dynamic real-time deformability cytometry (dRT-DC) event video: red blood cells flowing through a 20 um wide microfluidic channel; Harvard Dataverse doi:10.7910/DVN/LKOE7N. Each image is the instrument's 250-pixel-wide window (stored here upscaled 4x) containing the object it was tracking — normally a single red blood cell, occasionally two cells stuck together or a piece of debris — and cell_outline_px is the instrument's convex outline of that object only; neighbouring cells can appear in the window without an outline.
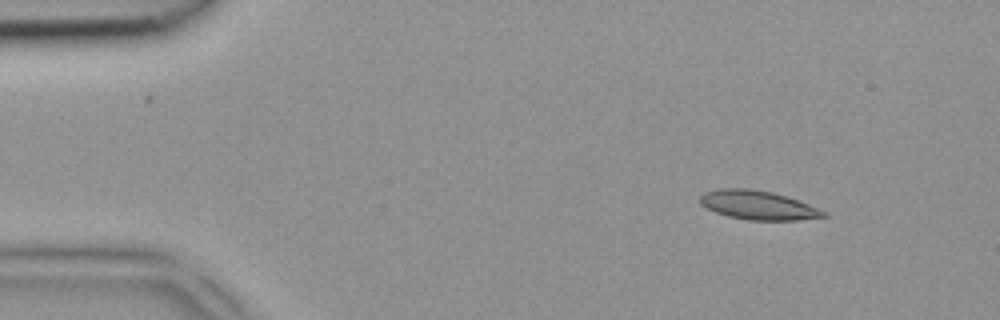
{"species": "common noctule bat (a hibernating species)", "species_latin": "Nyctalus noctula", "temperature_condition": "room temperature", "stored_images_in_passage": 3, "camera_frame_rate_fps": 3000, "um_per_image_px": 0.085, "animal": {"sex": "female", "body_mass_g": 18.4}, "frame": {"image": 1, "passage_image": 1, "time_ms": 0.0, "image_size_px": [1000, 320], "cell_outline_px": [[828, 216], [796, 220], [748, 220], [728, 216], [716, 212], [700, 204], [700, 196], [704, 192], [720, 188], [748, 188], [772, 192], [808, 204], [828, 212]], "centroid_in_image_um": [64.42, 17.44], "position_along_channel_um": 20.6, "area_um2": 20.69}}
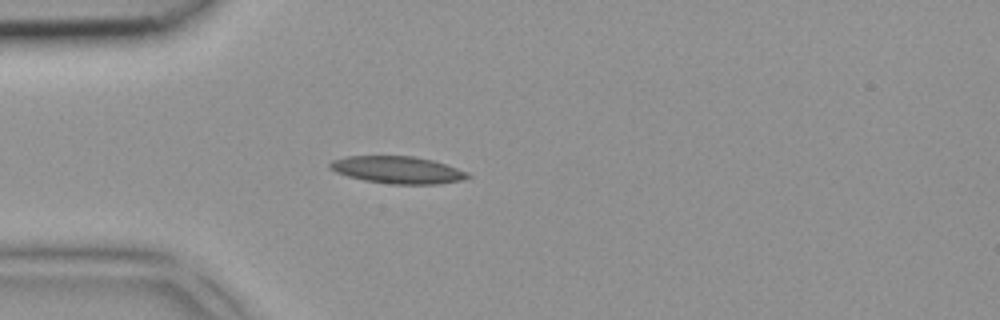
{"frame": {"image": 2, "passage_image": 3, "time_ms": 0.667, "image_size_px": [1000, 320], "cell_outline_px": [[472, 176], [460, 180], [440, 184], [392, 184], [364, 180], [348, 176], [336, 172], [328, 168], [328, 164], [332, 160], [348, 156], [412, 156], [432, 160], [468, 172]], "centroid_in_image_um": [33.77, 14.44], "position_along_channel_um": 51.2, "area_um2": 21.73}}